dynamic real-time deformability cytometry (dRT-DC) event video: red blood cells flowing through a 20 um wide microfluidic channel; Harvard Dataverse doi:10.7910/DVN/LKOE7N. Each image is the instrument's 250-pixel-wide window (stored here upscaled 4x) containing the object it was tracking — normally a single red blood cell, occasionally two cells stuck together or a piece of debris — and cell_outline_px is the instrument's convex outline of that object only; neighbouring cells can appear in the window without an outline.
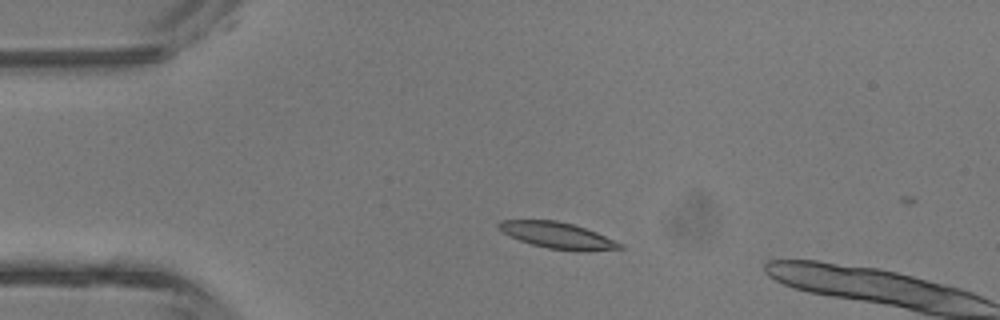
{"species": "common noctule bat (a hibernating species)", "species_latin": "Nyctalus noctula", "temperature_condition": "room temperature", "stored_images_in_passage": 3, "camera_frame_rate_fps": 3000, "um_per_image_px": 0.085, "animal": {"sex": "male", "body_mass_g": 13.3}, "frame": {"image": 1, "passage_image": 2, "time_ms": 1.333, "image_size_px": [1000, 320], "cell_outline_px": [[624, 248], [588, 252], [576, 252], [548, 248], [532, 244], [520, 240], [496, 228], [496, 224], [500, 220], [556, 220], [572, 224], [596, 232], [624, 244]], "centroid_in_image_um": [47.43, 20.02], "position_along_channel_um": 37.6, "area_um2": 18.67}}